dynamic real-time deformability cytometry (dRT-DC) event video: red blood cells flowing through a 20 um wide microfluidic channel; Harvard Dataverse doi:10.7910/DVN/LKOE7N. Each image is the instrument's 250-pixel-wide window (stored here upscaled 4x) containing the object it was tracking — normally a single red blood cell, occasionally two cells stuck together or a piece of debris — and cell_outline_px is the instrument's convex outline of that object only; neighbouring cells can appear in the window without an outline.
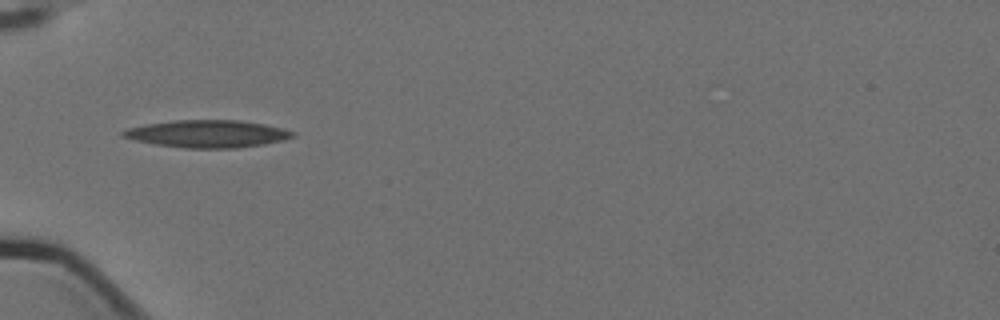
{"species": "Egyptian fruit bat (a non-hibernating species)", "species_latin": "Rousettus aegyptiacus", "temperature_condition": "cold", "stored_images_in_passage": 4, "camera_frame_rate_fps": 3000, "um_per_image_px": 0.085, "animal": {"sex": "female"}, "frame": {"image": 1, "passage_image": 1, "time_ms": 0.0, "image_size_px": [1000, 320], "cell_outline_px": [[296, 136], [284, 140], [264, 144], [236, 148], [184, 148], [156, 144], [136, 140], [120, 136], [120, 132], [128, 128], [148, 124], [172, 120], [240, 120], [264, 124], [284, 128], [296, 132]], "centroid_in_image_um": [17.68, 11.37], "position_along_channel_um": 67.3, "area_um2": 27.17}}
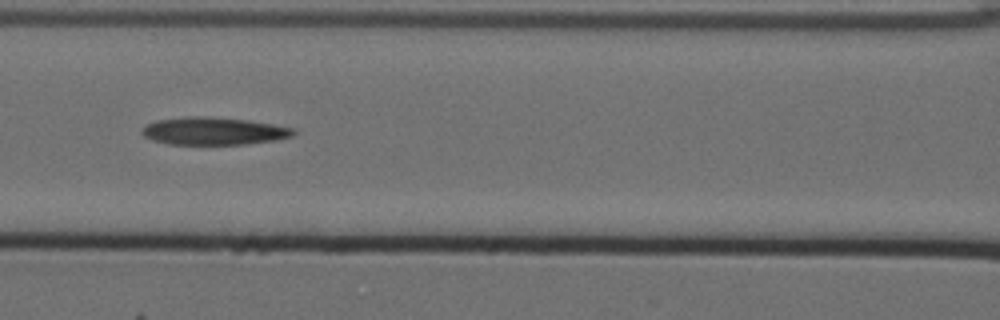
{"frame": {"image": 2, "passage_image": 3, "time_ms": 0.667, "image_size_px": [1000, 320], "cell_outline_px": [[296, 132], [292, 136], [276, 140], [244, 144], [168, 144], [152, 140], [144, 136], [140, 132], [148, 124], [156, 120], [192, 116], [204, 116], [248, 120], [296, 128]], "centroid_in_image_um": [18.18, 11.14], "position_along_channel_um": 148.4, "area_um2": 24.28}}
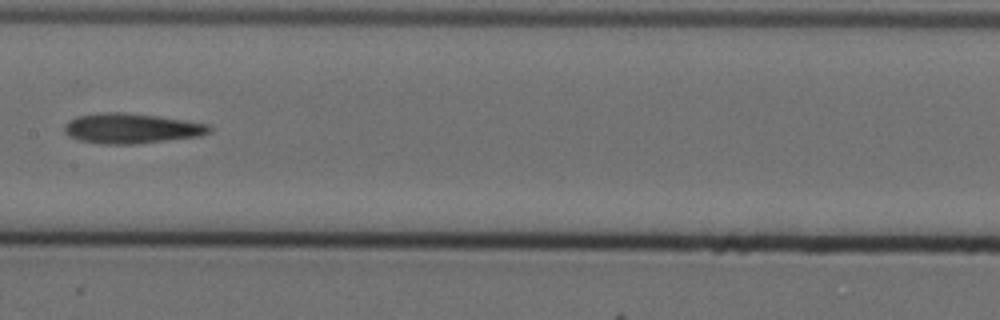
{"frame": {"image": 3, "passage_image": 4, "time_ms": 1.0, "image_size_px": [1000, 320], "cell_outline_px": [[212, 132], [200, 136], [136, 144], [100, 144], [80, 140], [68, 136], [64, 132], [64, 124], [68, 120], [76, 116], [96, 112], [124, 112], [160, 116], [188, 120], [212, 124]], "centroid_in_image_um": [11.19, 10.9], "position_along_channel_um": 196.2, "area_um2": 26.01}}